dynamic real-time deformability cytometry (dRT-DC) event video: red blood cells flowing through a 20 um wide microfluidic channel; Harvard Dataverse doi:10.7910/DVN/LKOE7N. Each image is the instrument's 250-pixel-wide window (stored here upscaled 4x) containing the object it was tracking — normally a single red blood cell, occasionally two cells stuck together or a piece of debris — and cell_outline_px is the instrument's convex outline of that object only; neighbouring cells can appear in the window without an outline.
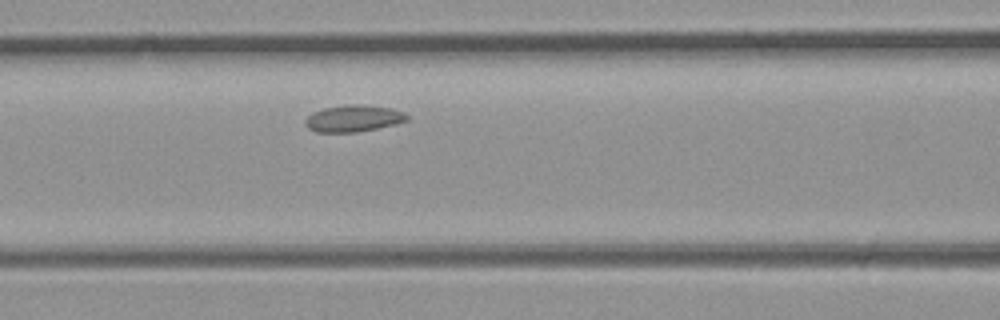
{"species": "common noctule bat (a hibernating species)", "species_latin": "Nyctalus noctula", "temperature_condition": "room temperature", "stored_images_in_passage": 20, "camera_frame_rate_fps": 3000, "um_per_image_px": 0.085, "animal": {"sex": "male", "body_mass_g": 23.1, "forearm_length_mm": 52.7}, "frame": {"image": 1, "passage_image": 6, "time_ms": 1.667, "image_size_px": [1000, 320], "cell_outline_px": [[408, 120], [396, 124], [356, 132], [316, 132], [308, 128], [304, 124], [304, 120], [312, 112], [324, 108], [344, 104], [364, 104], [392, 108], [404, 112], [408, 116]], "centroid_in_image_um": [30.03, 10.05], "position_along_channel_um": 136.6, "area_um2": 16.01}}
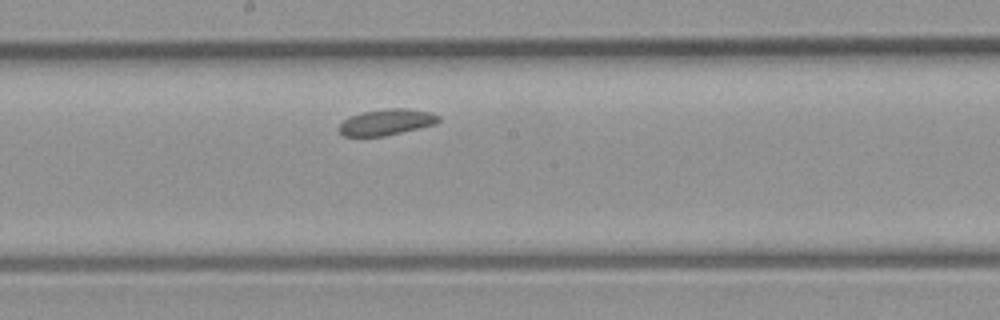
{"frame": {"image": 2, "passage_image": 10, "time_ms": 3.0, "image_size_px": [1000, 320], "cell_outline_px": [[440, 120], [436, 124], [384, 136], [344, 136], [340, 132], [340, 124], [348, 116], [364, 112], [384, 108], [408, 108], [432, 112], [440, 116]], "centroid_in_image_um": [32.89, 10.36], "position_along_channel_um": 215.3, "area_um2": 15.14}}
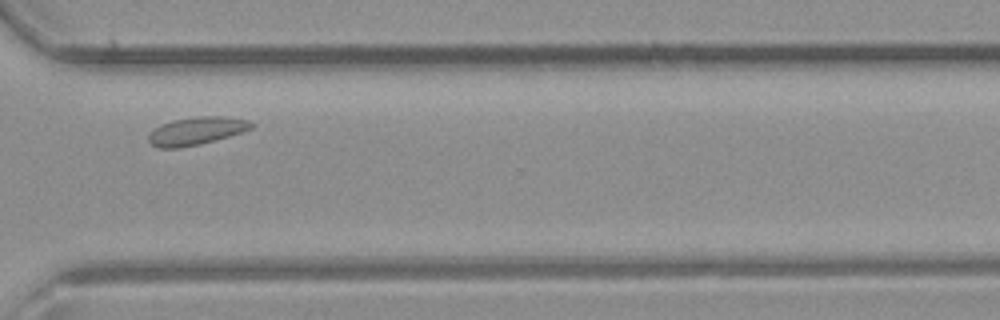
{"frame": {"image": 3, "passage_image": 17, "time_ms": 5.333, "image_size_px": [1000, 320], "cell_outline_px": [[256, 124], [252, 128], [228, 136], [200, 144], [180, 148], [160, 148], [152, 144], [148, 140], [148, 136], [160, 124], [172, 120], [196, 116], [220, 116], [248, 120]], "centroid_in_image_um": [16.69, 11.12], "position_along_channel_um": 353.9, "area_um2": 16.53}}